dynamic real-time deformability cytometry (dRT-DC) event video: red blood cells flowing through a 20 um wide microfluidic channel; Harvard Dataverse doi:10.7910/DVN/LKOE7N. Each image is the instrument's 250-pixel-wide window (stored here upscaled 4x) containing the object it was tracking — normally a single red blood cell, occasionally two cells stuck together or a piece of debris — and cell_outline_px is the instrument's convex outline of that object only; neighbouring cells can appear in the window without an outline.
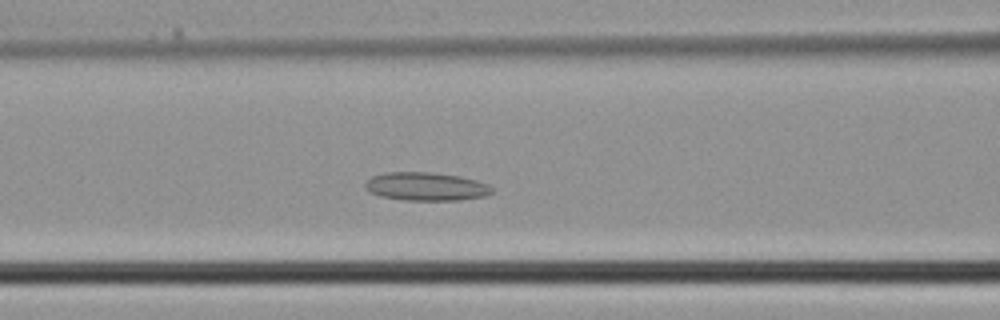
{"species": "common noctule bat (a hibernating species)", "species_latin": "Nyctalus noctula", "temperature_condition": "cold", "stored_images_in_passage": 36, "camera_frame_rate_fps": 3000, "um_per_image_px": 0.085, "animal": {"sex": "male", "body_mass_g": 21.5, "forearm_length_mm": 52.0}, "frame": {"image": 1, "passage_image": 12, "time_ms": 3.667, "image_size_px": [1000, 320], "cell_outline_px": [[492, 192], [484, 196], [460, 200], [404, 200], [380, 196], [368, 192], [364, 188], [364, 184], [372, 176], [384, 172], [432, 172], [460, 176], [476, 180], [488, 184], [492, 188]], "centroid_in_image_um": [36.18, 15.85], "position_along_channel_um": 130.4, "area_um2": 21.04}}
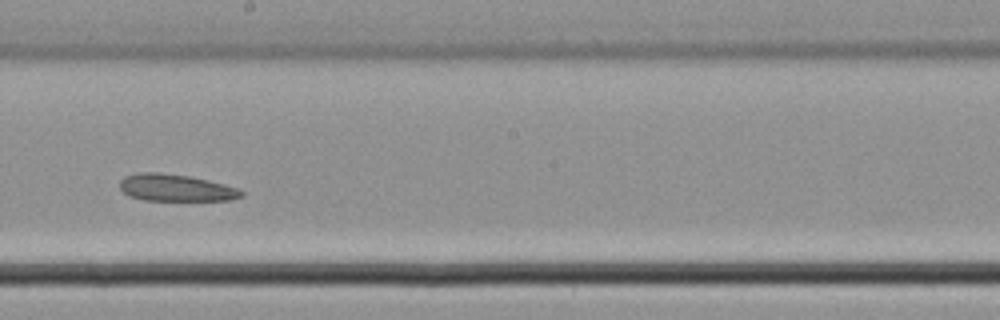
{"frame": {"image": 2, "passage_image": 18, "time_ms": 5.667, "image_size_px": [1000, 320], "cell_outline_px": [[244, 196], [232, 200], [144, 200], [128, 196], [120, 188], [120, 180], [124, 176], [140, 172], [160, 172], [188, 176], [208, 180], [224, 184], [236, 188], [244, 192]], "centroid_in_image_um": [14.93, 15.96], "position_along_channel_um": 233.3, "area_um2": 19.13}}
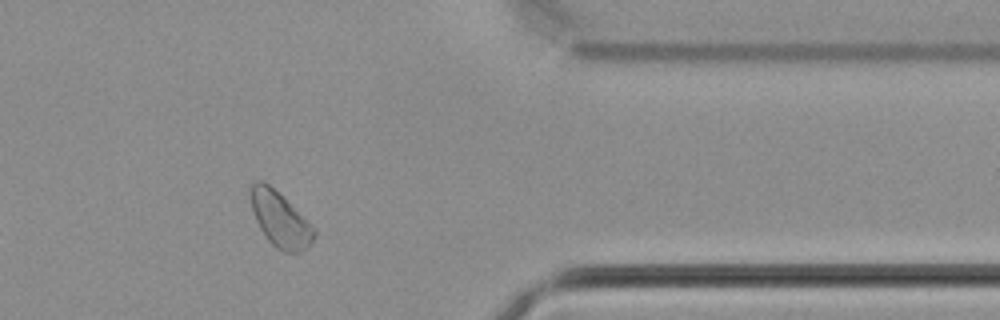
{"frame": {"image": 3, "passage_image": 28, "time_ms": 9.0, "image_size_px": [1000, 320], "cell_outline_px": [[316, 236], [304, 248], [296, 252], [284, 252], [276, 248], [268, 240], [260, 228], [256, 220], [252, 208], [248, 192], [252, 184], [256, 180], [260, 180], [268, 184], [316, 228]], "centroid_in_image_um": [23.78, 18.64], "position_along_channel_um": 387.6, "area_um2": 19.94}}